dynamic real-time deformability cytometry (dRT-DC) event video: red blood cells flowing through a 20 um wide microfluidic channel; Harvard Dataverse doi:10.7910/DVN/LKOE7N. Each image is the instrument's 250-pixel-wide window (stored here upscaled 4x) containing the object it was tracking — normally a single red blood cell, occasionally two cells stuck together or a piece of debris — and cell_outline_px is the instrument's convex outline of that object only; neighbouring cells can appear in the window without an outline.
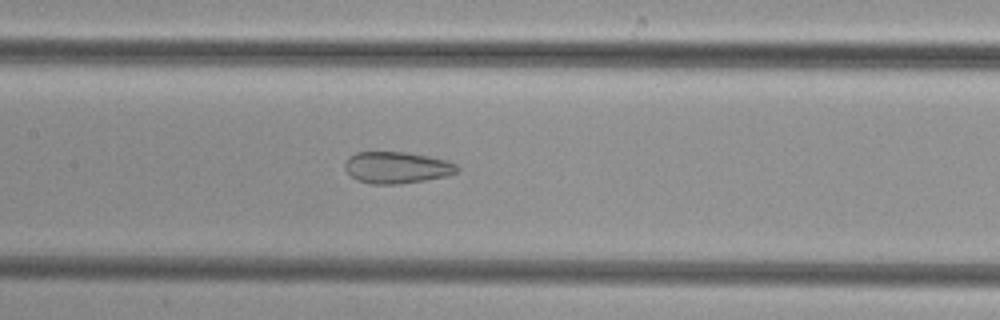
{"species": "common noctule bat (a hibernating species)", "species_latin": "Nyctalus noctula", "temperature_condition": "cold", "stored_images_in_passage": 44, "camera_frame_rate_fps": 3000, "um_per_image_px": 0.085, "animal": {"sex": "female", "body_mass_g": 29.2, "forearm_length_mm": 56.3}, "frame": {"image": 1, "passage_image": 20, "time_ms": 6.333, "image_size_px": [1000, 320], "cell_outline_px": [[460, 172], [448, 176], [400, 184], [372, 184], [356, 180], [344, 168], [344, 164], [348, 156], [356, 152], [408, 152], [448, 160], [456, 164], [460, 168]], "centroid_in_image_um": [33.76, 14.24], "position_along_channel_um": 173.6, "area_um2": 20.98}}
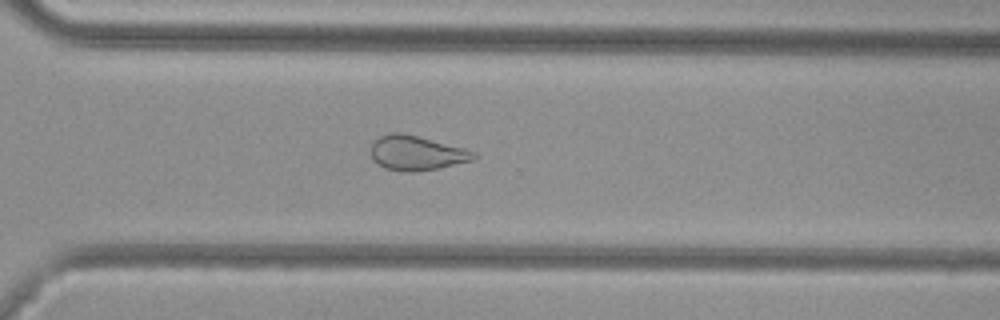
{"frame": {"image": 2, "passage_image": 32, "time_ms": 10.333, "image_size_px": [1000, 320], "cell_outline_px": [[480, 156], [476, 160], [436, 168], [412, 172], [404, 172], [384, 168], [372, 160], [372, 144], [380, 136], [392, 132], [400, 132], [464, 148], [476, 152]], "centroid_in_image_um": [35.44, 13.02], "position_along_channel_um": 335.2, "area_um2": 20.63}}
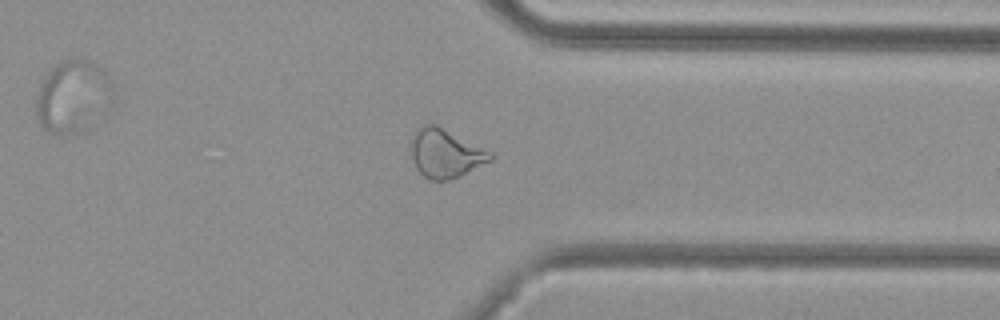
{"frame": {"image": 3, "passage_image": 35, "time_ms": 11.333, "image_size_px": [1000, 320], "cell_outline_px": [[496, 156], [492, 160], [452, 180], [432, 180], [424, 176], [416, 168], [412, 156], [412, 136], [424, 124], [436, 124], [492, 152]], "centroid_in_image_um": [37.9, 13.05], "position_along_channel_um": 373.5, "area_um2": 22.31}}